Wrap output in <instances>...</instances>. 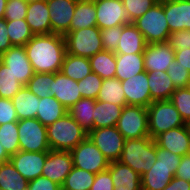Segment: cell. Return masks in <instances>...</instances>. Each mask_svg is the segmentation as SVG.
<instances>
[{
    "mask_svg": "<svg viewBox=\"0 0 190 190\" xmlns=\"http://www.w3.org/2000/svg\"><path fill=\"white\" fill-rule=\"evenodd\" d=\"M35 73H56L66 55L65 38L61 34L34 35L24 46Z\"/></svg>",
    "mask_w": 190,
    "mask_h": 190,
    "instance_id": "obj_1",
    "label": "cell"
},
{
    "mask_svg": "<svg viewBox=\"0 0 190 190\" xmlns=\"http://www.w3.org/2000/svg\"><path fill=\"white\" fill-rule=\"evenodd\" d=\"M46 132L50 149L61 151H71L88 136L69 113L46 126Z\"/></svg>",
    "mask_w": 190,
    "mask_h": 190,
    "instance_id": "obj_2",
    "label": "cell"
},
{
    "mask_svg": "<svg viewBox=\"0 0 190 190\" xmlns=\"http://www.w3.org/2000/svg\"><path fill=\"white\" fill-rule=\"evenodd\" d=\"M119 162L139 175L149 171L156 162V142L151 137L125 140Z\"/></svg>",
    "mask_w": 190,
    "mask_h": 190,
    "instance_id": "obj_3",
    "label": "cell"
},
{
    "mask_svg": "<svg viewBox=\"0 0 190 190\" xmlns=\"http://www.w3.org/2000/svg\"><path fill=\"white\" fill-rule=\"evenodd\" d=\"M132 23L144 35L147 44L167 42L171 34L160 0Z\"/></svg>",
    "mask_w": 190,
    "mask_h": 190,
    "instance_id": "obj_4",
    "label": "cell"
},
{
    "mask_svg": "<svg viewBox=\"0 0 190 190\" xmlns=\"http://www.w3.org/2000/svg\"><path fill=\"white\" fill-rule=\"evenodd\" d=\"M149 136L155 139L158 135L172 128L185 125L179 112L170 100H157L147 107Z\"/></svg>",
    "mask_w": 190,
    "mask_h": 190,
    "instance_id": "obj_5",
    "label": "cell"
},
{
    "mask_svg": "<svg viewBox=\"0 0 190 190\" xmlns=\"http://www.w3.org/2000/svg\"><path fill=\"white\" fill-rule=\"evenodd\" d=\"M63 36L68 54L90 58L104 50L101 30L97 26L74 30Z\"/></svg>",
    "mask_w": 190,
    "mask_h": 190,
    "instance_id": "obj_6",
    "label": "cell"
},
{
    "mask_svg": "<svg viewBox=\"0 0 190 190\" xmlns=\"http://www.w3.org/2000/svg\"><path fill=\"white\" fill-rule=\"evenodd\" d=\"M116 128L126 140L150 137L147 108L139 105H125Z\"/></svg>",
    "mask_w": 190,
    "mask_h": 190,
    "instance_id": "obj_7",
    "label": "cell"
},
{
    "mask_svg": "<svg viewBox=\"0 0 190 190\" xmlns=\"http://www.w3.org/2000/svg\"><path fill=\"white\" fill-rule=\"evenodd\" d=\"M73 166L97 174L108 169L110 161L87 136L70 151Z\"/></svg>",
    "mask_w": 190,
    "mask_h": 190,
    "instance_id": "obj_8",
    "label": "cell"
},
{
    "mask_svg": "<svg viewBox=\"0 0 190 190\" xmlns=\"http://www.w3.org/2000/svg\"><path fill=\"white\" fill-rule=\"evenodd\" d=\"M17 125L20 151L44 152L51 150L47 140L46 126L36 118L18 120Z\"/></svg>",
    "mask_w": 190,
    "mask_h": 190,
    "instance_id": "obj_9",
    "label": "cell"
},
{
    "mask_svg": "<svg viewBox=\"0 0 190 190\" xmlns=\"http://www.w3.org/2000/svg\"><path fill=\"white\" fill-rule=\"evenodd\" d=\"M88 137L110 162L120 159L126 139L116 126L93 129Z\"/></svg>",
    "mask_w": 190,
    "mask_h": 190,
    "instance_id": "obj_10",
    "label": "cell"
},
{
    "mask_svg": "<svg viewBox=\"0 0 190 190\" xmlns=\"http://www.w3.org/2000/svg\"><path fill=\"white\" fill-rule=\"evenodd\" d=\"M0 61L9 67L15 80L24 86L27 85L28 81L35 73L27 58L24 46H12L0 55Z\"/></svg>",
    "mask_w": 190,
    "mask_h": 190,
    "instance_id": "obj_11",
    "label": "cell"
},
{
    "mask_svg": "<svg viewBox=\"0 0 190 190\" xmlns=\"http://www.w3.org/2000/svg\"><path fill=\"white\" fill-rule=\"evenodd\" d=\"M94 4L97 27L100 30L130 23L122 0H94Z\"/></svg>",
    "mask_w": 190,
    "mask_h": 190,
    "instance_id": "obj_12",
    "label": "cell"
},
{
    "mask_svg": "<svg viewBox=\"0 0 190 190\" xmlns=\"http://www.w3.org/2000/svg\"><path fill=\"white\" fill-rule=\"evenodd\" d=\"M72 168L73 159L70 151L51 149L48 151L42 170V176L62 186Z\"/></svg>",
    "mask_w": 190,
    "mask_h": 190,
    "instance_id": "obj_13",
    "label": "cell"
},
{
    "mask_svg": "<svg viewBox=\"0 0 190 190\" xmlns=\"http://www.w3.org/2000/svg\"><path fill=\"white\" fill-rule=\"evenodd\" d=\"M47 155L48 151H18L15 155L10 156L9 161L27 181H30L42 176Z\"/></svg>",
    "mask_w": 190,
    "mask_h": 190,
    "instance_id": "obj_14",
    "label": "cell"
},
{
    "mask_svg": "<svg viewBox=\"0 0 190 190\" xmlns=\"http://www.w3.org/2000/svg\"><path fill=\"white\" fill-rule=\"evenodd\" d=\"M147 72L139 73L132 78L121 81L127 105L148 107L153 103L148 85Z\"/></svg>",
    "mask_w": 190,
    "mask_h": 190,
    "instance_id": "obj_15",
    "label": "cell"
},
{
    "mask_svg": "<svg viewBox=\"0 0 190 190\" xmlns=\"http://www.w3.org/2000/svg\"><path fill=\"white\" fill-rule=\"evenodd\" d=\"M51 21V33L64 35L70 28L78 0H46Z\"/></svg>",
    "mask_w": 190,
    "mask_h": 190,
    "instance_id": "obj_16",
    "label": "cell"
},
{
    "mask_svg": "<svg viewBox=\"0 0 190 190\" xmlns=\"http://www.w3.org/2000/svg\"><path fill=\"white\" fill-rule=\"evenodd\" d=\"M143 56L146 72L167 71L168 66L175 60V50L167 42L147 44Z\"/></svg>",
    "mask_w": 190,
    "mask_h": 190,
    "instance_id": "obj_17",
    "label": "cell"
},
{
    "mask_svg": "<svg viewBox=\"0 0 190 190\" xmlns=\"http://www.w3.org/2000/svg\"><path fill=\"white\" fill-rule=\"evenodd\" d=\"M170 32L190 31V0H160Z\"/></svg>",
    "mask_w": 190,
    "mask_h": 190,
    "instance_id": "obj_18",
    "label": "cell"
},
{
    "mask_svg": "<svg viewBox=\"0 0 190 190\" xmlns=\"http://www.w3.org/2000/svg\"><path fill=\"white\" fill-rule=\"evenodd\" d=\"M50 88L52 96H54L67 110L82 98L78 82L67 77L60 71L54 73V81Z\"/></svg>",
    "mask_w": 190,
    "mask_h": 190,
    "instance_id": "obj_19",
    "label": "cell"
},
{
    "mask_svg": "<svg viewBox=\"0 0 190 190\" xmlns=\"http://www.w3.org/2000/svg\"><path fill=\"white\" fill-rule=\"evenodd\" d=\"M156 144L176 155H189L190 137L186 126L172 128L155 138Z\"/></svg>",
    "mask_w": 190,
    "mask_h": 190,
    "instance_id": "obj_20",
    "label": "cell"
},
{
    "mask_svg": "<svg viewBox=\"0 0 190 190\" xmlns=\"http://www.w3.org/2000/svg\"><path fill=\"white\" fill-rule=\"evenodd\" d=\"M178 166L159 164L156 159L150 170L141 176V189L163 190L174 178Z\"/></svg>",
    "mask_w": 190,
    "mask_h": 190,
    "instance_id": "obj_21",
    "label": "cell"
},
{
    "mask_svg": "<svg viewBox=\"0 0 190 190\" xmlns=\"http://www.w3.org/2000/svg\"><path fill=\"white\" fill-rule=\"evenodd\" d=\"M25 20L34 35L51 34V21L46 0L29 1Z\"/></svg>",
    "mask_w": 190,
    "mask_h": 190,
    "instance_id": "obj_22",
    "label": "cell"
},
{
    "mask_svg": "<svg viewBox=\"0 0 190 190\" xmlns=\"http://www.w3.org/2000/svg\"><path fill=\"white\" fill-rule=\"evenodd\" d=\"M111 174L114 190H142L141 175L128 165L112 161L107 169Z\"/></svg>",
    "mask_w": 190,
    "mask_h": 190,
    "instance_id": "obj_23",
    "label": "cell"
},
{
    "mask_svg": "<svg viewBox=\"0 0 190 190\" xmlns=\"http://www.w3.org/2000/svg\"><path fill=\"white\" fill-rule=\"evenodd\" d=\"M147 43L144 35L130 22L122 25V33L115 54L143 53Z\"/></svg>",
    "mask_w": 190,
    "mask_h": 190,
    "instance_id": "obj_24",
    "label": "cell"
},
{
    "mask_svg": "<svg viewBox=\"0 0 190 190\" xmlns=\"http://www.w3.org/2000/svg\"><path fill=\"white\" fill-rule=\"evenodd\" d=\"M144 71L143 53L116 54L115 78L118 80L123 81L132 78Z\"/></svg>",
    "mask_w": 190,
    "mask_h": 190,
    "instance_id": "obj_25",
    "label": "cell"
},
{
    "mask_svg": "<svg viewBox=\"0 0 190 190\" xmlns=\"http://www.w3.org/2000/svg\"><path fill=\"white\" fill-rule=\"evenodd\" d=\"M18 120L36 118L40 98L34 95L26 86L11 99Z\"/></svg>",
    "mask_w": 190,
    "mask_h": 190,
    "instance_id": "obj_26",
    "label": "cell"
},
{
    "mask_svg": "<svg viewBox=\"0 0 190 190\" xmlns=\"http://www.w3.org/2000/svg\"><path fill=\"white\" fill-rule=\"evenodd\" d=\"M148 85L150 88L151 99L170 100L172 93L175 91L173 82L169 78L166 71H151L147 72Z\"/></svg>",
    "mask_w": 190,
    "mask_h": 190,
    "instance_id": "obj_27",
    "label": "cell"
},
{
    "mask_svg": "<svg viewBox=\"0 0 190 190\" xmlns=\"http://www.w3.org/2000/svg\"><path fill=\"white\" fill-rule=\"evenodd\" d=\"M94 26H97L94 0H78L70 28L66 33Z\"/></svg>",
    "mask_w": 190,
    "mask_h": 190,
    "instance_id": "obj_28",
    "label": "cell"
},
{
    "mask_svg": "<svg viewBox=\"0 0 190 190\" xmlns=\"http://www.w3.org/2000/svg\"><path fill=\"white\" fill-rule=\"evenodd\" d=\"M96 99L81 98L68 113L88 134L94 129V108Z\"/></svg>",
    "mask_w": 190,
    "mask_h": 190,
    "instance_id": "obj_29",
    "label": "cell"
},
{
    "mask_svg": "<svg viewBox=\"0 0 190 190\" xmlns=\"http://www.w3.org/2000/svg\"><path fill=\"white\" fill-rule=\"evenodd\" d=\"M67 113L68 110L54 96H47L40 98L36 119L48 126Z\"/></svg>",
    "mask_w": 190,
    "mask_h": 190,
    "instance_id": "obj_30",
    "label": "cell"
},
{
    "mask_svg": "<svg viewBox=\"0 0 190 190\" xmlns=\"http://www.w3.org/2000/svg\"><path fill=\"white\" fill-rule=\"evenodd\" d=\"M123 107L96 100L94 108V129L116 126Z\"/></svg>",
    "mask_w": 190,
    "mask_h": 190,
    "instance_id": "obj_31",
    "label": "cell"
},
{
    "mask_svg": "<svg viewBox=\"0 0 190 190\" xmlns=\"http://www.w3.org/2000/svg\"><path fill=\"white\" fill-rule=\"evenodd\" d=\"M60 72L72 80L81 81L92 72L89 58L66 53Z\"/></svg>",
    "mask_w": 190,
    "mask_h": 190,
    "instance_id": "obj_32",
    "label": "cell"
},
{
    "mask_svg": "<svg viewBox=\"0 0 190 190\" xmlns=\"http://www.w3.org/2000/svg\"><path fill=\"white\" fill-rule=\"evenodd\" d=\"M92 72L98 74L103 80L114 78L116 73V54L103 50L89 58Z\"/></svg>",
    "mask_w": 190,
    "mask_h": 190,
    "instance_id": "obj_33",
    "label": "cell"
},
{
    "mask_svg": "<svg viewBox=\"0 0 190 190\" xmlns=\"http://www.w3.org/2000/svg\"><path fill=\"white\" fill-rule=\"evenodd\" d=\"M96 100L120 105L122 107L127 105L121 81L115 77L102 81L101 89L99 90Z\"/></svg>",
    "mask_w": 190,
    "mask_h": 190,
    "instance_id": "obj_34",
    "label": "cell"
},
{
    "mask_svg": "<svg viewBox=\"0 0 190 190\" xmlns=\"http://www.w3.org/2000/svg\"><path fill=\"white\" fill-rule=\"evenodd\" d=\"M27 181L12 165L10 161L0 163V188L3 190H25Z\"/></svg>",
    "mask_w": 190,
    "mask_h": 190,
    "instance_id": "obj_35",
    "label": "cell"
},
{
    "mask_svg": "<svg viewBox=\"0 0 190 190\" xmlns=\"http://www.w3.org/2000/svg\"><path fill=\"white\" fill-rule=\"evenodd\" d=\"M95 176L94 173L73 166L61 186V190H90Z\"/></svg>",
    "mask_w": 190,
    "mask_h": 190,
    "instance_id": "obj_36",
    "label": "cell"
},
{
    "mask_svg": "<svg viewBox=\"0 0 190 190\" xmlns=\"http://www.w3.org/2000/svg\"><path fill=\"white\" fill-rule=\"evenodd\" d=\"M7 32L12 46H25L34 36L25 19L7 21Z\"/></svg>",
    "mask_w": 190,
    "mask_h": 190,
    "instance_id": "obj_37",
    "label": "cell"
},
{
    "mask_svg": "<svg viewBox=\"0 0 190 190\" xmlns=\"http://www.w3.org/2000/svg\"><path fill=\"white\" fill-rule=\"evenodd\" d=\"M17 122L0 125V144L9 156L20 151Z\"/></svg>",
    "mask_w": 190,
    "mask_h": 190,
    "instance_id": "obj_38",
    "label": "cell"
},
{
    "mask_svg": "<svg viewBox=\"0 0 190 190\" xmlns=\"http://www.w3.org/2000/svg\"><path fill=\"white\" fill-rule=\"evenodd\" d=\"M23 86L15 80L9 67L0 61V98L12 99Z\"/></svg>",
    "mask_w": 190,
    "mask_h": 190,
    "instance_id": "obj_39",
    "label": "cell"
},
{
    "mask_svg": "<svg viewBox=\"0 0 190 190\" xmlns=\"http://www.w3.org/2000/svg\"><path fill=\"white\" fill-rule=\"evenodd\" d=\"M54 73H34L26 87L38 98L52 96L51 85Z\"/></svg>",
    "mask_w": 190,
    "mask_h": 190,
    "instance_id": "obj_40",
    "label": "cell"
},
{
    "mask_svg": "<svg viewBox=\"0 0 190 190\" xmlns=\"http://www.w3.org/2000/svg\"><path fill=\"white\" fill-rule=\"evenodd\" d=\"M170 101L179 112L182 120L185 123L190 121V90L186 87L175 89L171 95Z\"/></svg>",
    "mask_w": 190,
    "mask_h": 190,
    "instance_id": "obj_41",
    "label": "cell"
},
{
    "mask_svg": "<svg viewBox=\"0 0 190 190\" xmlns=\"http://www.w3.org/2000/svg\"><path fill=\"white\" fill-rule=\"evenodd\" d=\"M159 0H122L129 22L135 21Z\"/></svg>",
    "mask_w": 190,
    "mask_h": 190,
    "instance_id": "obj_42",
    "label": "cell"
},
{
    "mask_svg": "<svg viewBox=\"0 0 190 190\" xmlns=\"http://www.w3.org/2000/svg\"><path fill=\"white\" fill-rule=\"evenodd\" d=\"M103 79L96 73L91 72L86 78L78 81L82 98L96 99L101 89Z\"/></svg>",
    "mask_w": 190,
    "mask_h": 190,
    "instance_id": "obj_43",
    "label": "cell"
},
{
    "mask_svg": "<svg viewBox=\"0 0 190 190\" xmlns=\"http://www.w3.org/2000/svg\"><path fill=\"white\" fill-rule=\"evenodd\" d=\"M166 72L176 89L187 87L190 72L186 68L179 65V62L173 60L168 66Z\"/></svg>",
    "mask_w": 190,
    "mask_h": 190,
    "instance_id": "obj_44",
    "label": "cell"
},
{
    "mask_svg": "<svg viewBox=\"0 0 190 190\" xmlns=\"http://www.w3.org/2000/svg\"><path fill=\"white\" fill-rule=\"evenodd\" d=\"M28 3L27 0H8L3 18L6 21L25 19Z\"/></svg>",
    "mask_w": 190,
    "mask_h": 190,
    "instance_id": "obj_45",
    "label": "cell"
},
{
    "mask_svg": "<svg viewBox=\"0 0 190 190\" xmlns=\"http://www.w3.org/2000/svg\"><path fill=\"white\" fill-rule=\"evenodd\" d=\"M122 33V25L101 30L103 49L115 52Z\"/></svg>",
    "mask_w": 190,
    "mask_h": 190,
    "instance_id": "obj_46",
    "label": "cell"
},
{
    "mask_svg": "<svg viewBox=\"0 0 190 190\" xmlns=\"http://www.w3.org/2000/svg\"><path fill=\"white\" fill-rule=\"evenodd\" d=\"M167 43L174 50L190 48V31L189 30H181V31L172 32L168 36Z\"/></svg>",
    "mask_w": 190,
    "mask_h": 190,
    "instance_id": "obj_47",
    "label": "cell"
},
{
    "mask_svg": "<svg viewBox=\"0 0 190 190\" xmlns=\"http://www.w3.org/2000/svg\"><path fill=\"white\" fill-rule=\"evenodd\" d=\"M18 122L16 110L11 99L0 98V125Z\"/></svg>",
    "mask_w": 190,
    "mask_h": 190,
    "instance_id": "obj_48",
    "label": "cell"
},
{
    "mask_svg": "<svg viewBox=\"0 0 190 190\" xmlns=\"http://www.w3.org/2000/svg\"><path fill=\"white\" fill-rule=\"evenodd\" d=\"M28 190H61V186L44 176L30 180Z\"/></svg>",
    "mask_w": 190,
    "mask_h": 190,
    "instance_id": "obj_49",
    "label": "cell"
},
{
    "mask_svg": "<svg viewBox=\"0 0 190 190\" xmlns=\"http://www.w3.org/2000/svg\"><path fill=\"white\" fill-rule=\"evenodd\" d=\"M90 190H114L110 172L105 170L97 173Z\"/></svg>",
    "mask_w": 190,
    "mask_h": 190,
    "instance_id": "obj_50",
    "label": "cell"
},
{
    "mask_svg": "<svg viewBox=\"0 0 190 190\" xmlns=\"http://www.w3.org/2000/svg\"><path fill=\"white\" fill-rule=\"evenodd\" d=\"M181 158L182 156L176 155L168 150H165L156 144V159H158L159 164L179 165Z\"/></svg>",
    "mask_w": 190,
    "mask_h": 190,
    "instance_id": "obj_51",
    "label": "cell"
},
{
    "mask_svg": "<svg viewBox=\"0 0 190 190\" xmlns=\"http://www.w3.org/2000/svg\"><path fill=\"white\" fill-rule=\"evenodd\" d=\"M12 47L7 32V21L0 18V55Z\"/></svg>",
    "mask_w": 190,
    "mask_h": 190,
    "instance_id": "obj_52",
    "label": "cell"
},
{
    "mask_svg": "<svg viewBox=\"0 0 190 190\" xmlns=\"http://www.w3.org/2000/svg\"><path fill=\"white\" fill-rule=\"evenodd\" d=\"M174 176L190 182V155L182 156Z\"/></svg>",
    "mask_w": 190,
    "mask_h": 190,
    "instance_id": "obj_53",
    "label": "cell"
},
{
    "mask_svg": "<svg viewBox=\"0 0 190 190\" xmlns=\"http://www.w3.org/2000/svg\"><path fill=\"white\" fill-rule=\"evenodd\" d=\"M175 60L190 72V48L175 50Z\"/></svg>",
    "mask_w": 190,
    "mask_h": 190,
    "instance_id": "obj_54",
    "label": "cell"
},
{
    "mask_svg": "<svg viewBox=\"0 0 190 190\" xmlns=\"http://www.w3.org/2000/svg\"><path fill=\"white\" fill-rule=\"evenodd\" d=\"M163 190H190V182L174 176Z\"/></svg>",
    "mask_w": 190,
    "mask_h": 190,
    "instance_id": "obj_55",
    "label": "cell"
},
{
    "mask_svg": "<svg viewBox=\"0 0 190 190\" xmlns=\"http://www.w3.org/2000/svg\"><path fill=\"white\" fill-rule=\"evenodd\" d=\"M10 156L5 151L4 147L0 144V163L8 162Z\"/></svg>",
    "mask_w": 190,
    "mask_h": 190,
    "instance_id": "obj_56",
    "label": "cell"
},
{
    "mask_svg": "<svg viewBox=\"0 0 190 190\" xmlns=\"http://www.w3.org/2000/svg\"><path fill=\"white\" fill-rule=\"evenodd\" d=\"M8 0H0V18L4 17L5 14V7L7 5Z\"/></svg>",
    "mask_w": 190,
    "mask_h": 190,
    "instance_id": "obj_57",
    "label": "cell"
},
{
    "mask_svg": "<svg viewBox=\"0 0 190 190\" xmlns=\"http://www.w3.org/2000/svg\"><path fill=\"white\" fill-rule=\"evenodd\" d=\"M185 126H186V128H187V131H188V134H189V137H190V121H187V122L185 123Z\"/></svg>",
    "mask_w": 190,
    "mask_h": 190,
    "instance_id": "obj_58",
    "label": "cell"
},
{
    "mask_svg": "<svg viewBox=\"0 0 190 190\" xmlns=\"http://www.w3.org/2000/svg\"><path fill=\"white\" fill-rule=\"evenodd\" d=\"M188 90H190V78L188 80V84H187V87H186Z\"/></svg>",
    "mask_w": 190,
    "mask_h": 190,
    "instance_id": "obj_59",
    "label": "cell"
}]
</instances>
